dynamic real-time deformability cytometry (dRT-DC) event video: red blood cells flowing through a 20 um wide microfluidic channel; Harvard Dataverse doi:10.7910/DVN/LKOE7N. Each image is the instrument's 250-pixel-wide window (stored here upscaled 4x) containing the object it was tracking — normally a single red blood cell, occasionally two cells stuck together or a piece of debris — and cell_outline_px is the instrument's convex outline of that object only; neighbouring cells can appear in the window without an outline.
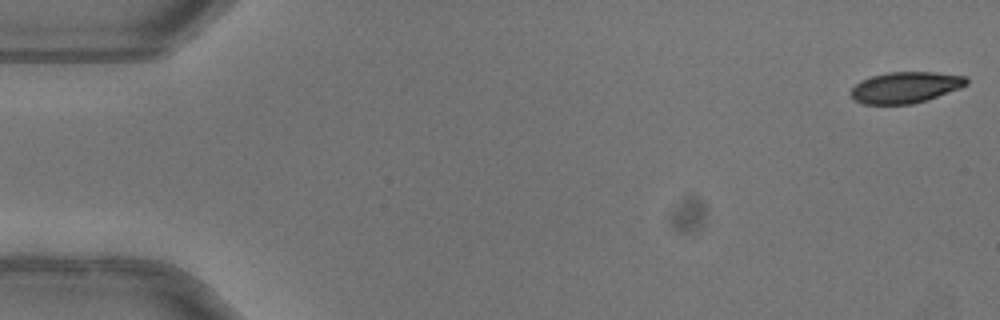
{"species": "common noctule bat (a hibernating species)", "species_latin": "Nyctalus noctula", "temperature_condition": "warm", "stored_images_in_passage": 15, "camera_frame_rate_fps": 3000, "um_per_image_px": 0.085, "animal": {"sex": "female"}, "frame": {"image": 1, "passage_image": 1, "time_ms": 0.0, "image_size_px": [1000, 320], "cell_outline_px": [[968, 84], [960, 88], [912, 104], [864, 104], [856, 100], [852, 96], [852, 88], [856, 84], [872, 76], [888, 72], [932, 72], [964, 76], [968, 80]], "centroid_in_image_um": [76.97, 7.42], "position_along_channel_um": 8.0, "area_um2": 20.52}}
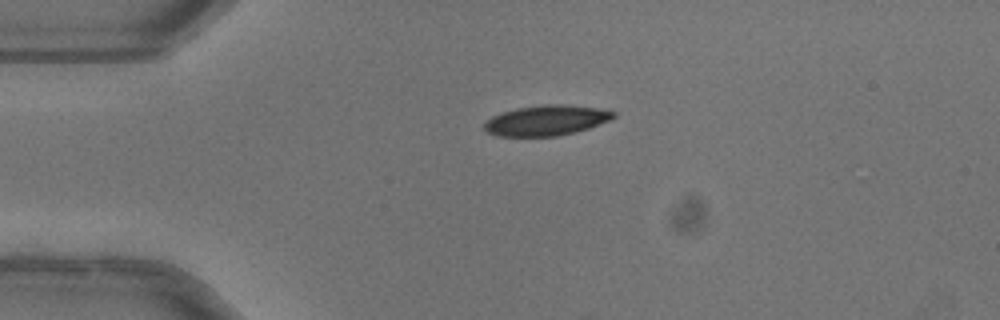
{"frame": {"image": 2, "passage_image": 12, "time_ms": 3.667, "image_size_px": [1000, 320], "cell_outline_px": [[616, 116], [608, 120], [588, 128], [556, 136], [496, 136], [488, 132], [484, 128], [484, 124], [492, 116], [516, 108], [548, 104], [560, 104], [596, 108], [616, 112]], "centroid_in_image_um": [46.41, 10.23], "position_along_channel_um": 38.6, "area_um2": 22.37}}